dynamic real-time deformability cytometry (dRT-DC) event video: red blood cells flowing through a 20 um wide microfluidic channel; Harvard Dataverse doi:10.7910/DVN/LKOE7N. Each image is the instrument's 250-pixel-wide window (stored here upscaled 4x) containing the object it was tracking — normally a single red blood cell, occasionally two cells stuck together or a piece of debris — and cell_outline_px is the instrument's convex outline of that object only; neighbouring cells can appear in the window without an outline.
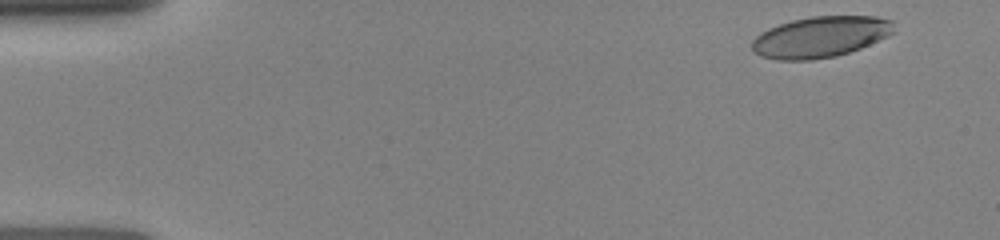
{"species": "human", "species_latin": "Homo sapiens", "temperature_condition": "room temperature", "stored_images_in_passage": 10, "camera_frame_rate_fps": 3000, "um_per_image_px": 0.085, "donor": {"sex": "female"}, "frame": {"image": 1, "passage_image": 1, "time_ms": 0.0, "image_size_px": [1000, 240], "cell_outline_px": [[896, 32], [888, 36], [860, 48], [836, 56], [812, 60], [776, 60], [760, 56], [752, 52], [752, 40], [760, 32], [768, 28], [792, 20], [812, 16], [876, 16], [892, 20]], "centroid_in_image_um": [69.73, 3.14], "position_along_channel_um": 15.3, "area_um2": 34.16}}
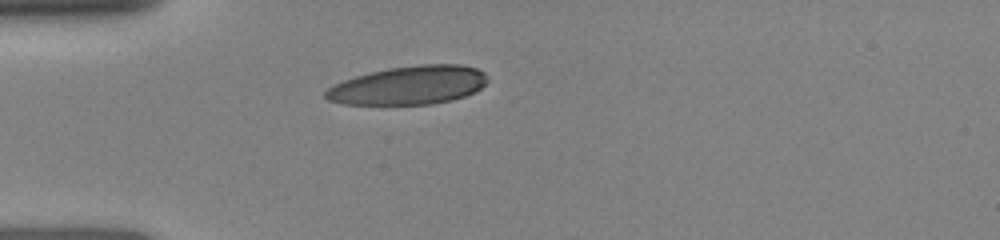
{"frame": {"image": 2, "passage_image": 7, "time_ms": 3.333, "image_size_px": [1000, 240], "cell_outline_px": [[488, 80], [480, 88], [464, 96], [452, 100], [432, 104], [344, 104], [328, 100], [324, 96], [324, 92], [332, 84], [356, 76], [388, 68], [420, 64], [460, 64], [476, 68], [484, 72]], "centroid_in_image_um": [34.73, 7.24], "position_along_channel_um": 50.3, "area_um2": 36.24}}
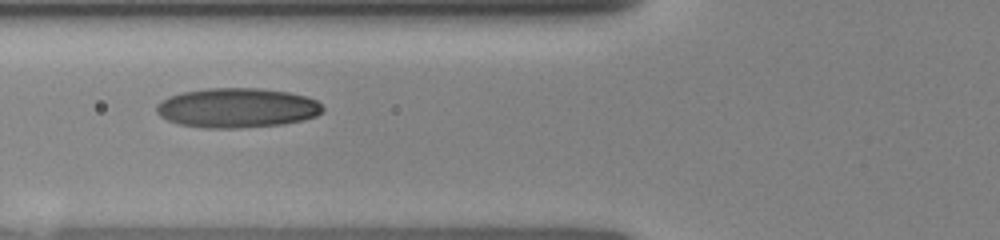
{"frame": {"image": 3, "passage_image": 9, "time_ms": 5.0, "image_size_px": [1000, 240], "cell_outline_px": [[324, 112], [316, 116], [304, 120], [284, 124], [240, 128], [204, 128], [180, 124], [168, 120], [160, 116], [156, 112], [156, 104], [160, 100], [168, 96], [184, 92], [208, 88], [260, 88], [288, 92], [304, 96], [316, 100], [324, 108]], "centroid_in_image_um": [20.15, 9.17], "position_along_channel_um": 105.7, "area_um2": 38.61}}